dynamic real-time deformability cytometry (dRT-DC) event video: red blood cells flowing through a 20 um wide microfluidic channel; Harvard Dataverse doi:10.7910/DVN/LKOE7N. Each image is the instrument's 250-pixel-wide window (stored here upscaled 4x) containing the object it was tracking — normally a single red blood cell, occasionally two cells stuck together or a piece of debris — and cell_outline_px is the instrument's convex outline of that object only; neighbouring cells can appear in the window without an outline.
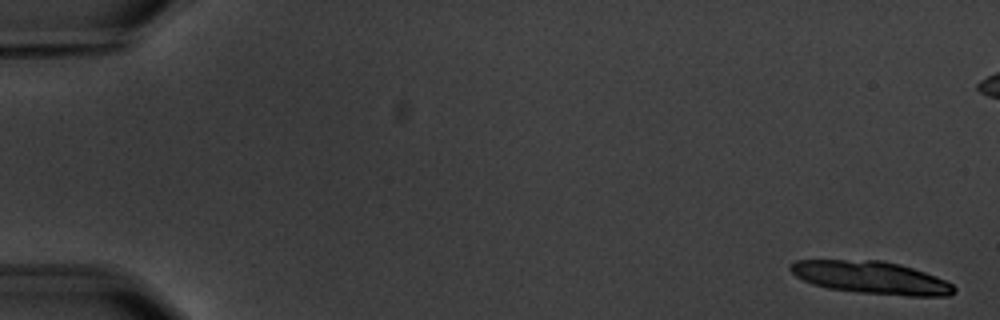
{"species": "common noctule bat (a hibernating species)", "species_latin": "Nyctalus noctula", "temperature_condition": "warm", "stored_images_in_passage": 7, "camera_frame_rate_fps": 3000, "um_per_image_px": 0.085, "animal": {"sex": "male", "body_mass_g": 20.1, "forearm_length_mm": 53.5}, "frame": {"image": 1, "passage_image": 1, "time_ms": 0.0, "image_size_px": [1000, 320], "cell_outline_px": [[956, 292], [948, 296], [908, 296], [860, 292], [828, 288], [812, 284], [796, 276], [788, 268], [796, 260], [880, 260], [900, 264], [936, 276], [952, 284], [956, 288]], "centroid_in_image_um": [74.07, 23.59], "position_along_channel_um": 10.9, "area_um2": 30.92}}